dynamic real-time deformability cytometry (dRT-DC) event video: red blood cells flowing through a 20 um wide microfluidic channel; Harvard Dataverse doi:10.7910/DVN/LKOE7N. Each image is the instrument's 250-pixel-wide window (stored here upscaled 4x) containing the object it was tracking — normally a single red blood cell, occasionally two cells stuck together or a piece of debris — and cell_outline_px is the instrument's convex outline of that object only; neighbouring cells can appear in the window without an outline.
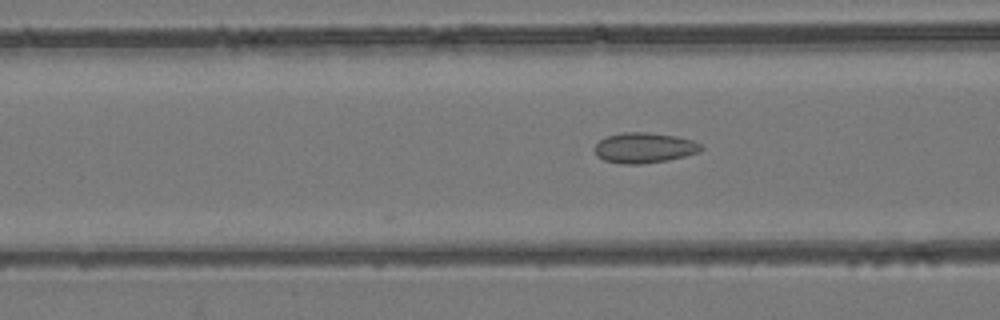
{"species": "common noctule bat (a hibernating species)", "species_latin": "Nyctalus noctula", "temperature_condition": "room temperature", "stored_images_in_passage": 6, "camera_frame_rate_fps": 3000, "um_per_image_px": 0.085, "animal": {"sex": "female", "body_mass_g": 24.6, "forearm_length_mm": 56.2}, "frame": {"image": 1, "passage_image": 6, "time_ms": 1.667, "image_size_px": [1000, 320], "cell_outline_px": [[704, 148], [700, 152], [668, 160], [644, 164], [624, 164], [604, 160], [596, 156], [592, 148], [600, 140], [608, 136], [624, 132], [648, 132], [676, 136], [692, 140], [700, 144]], "centroid_in_image_um": [54.75, 12.57], "position_along_channel_um": 111.9, "area_um2": 18.96}}